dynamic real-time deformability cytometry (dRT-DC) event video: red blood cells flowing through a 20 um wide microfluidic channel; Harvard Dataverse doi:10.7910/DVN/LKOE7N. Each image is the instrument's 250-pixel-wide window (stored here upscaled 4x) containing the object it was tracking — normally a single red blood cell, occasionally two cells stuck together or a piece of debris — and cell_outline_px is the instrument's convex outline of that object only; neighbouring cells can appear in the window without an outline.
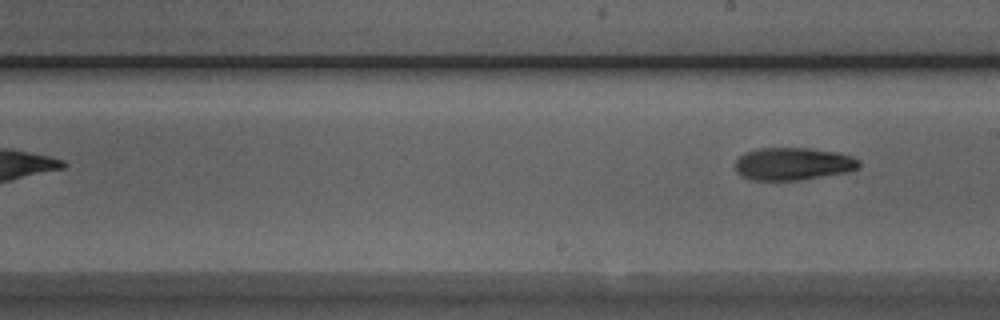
{"species": "Egyptian fruit bat (a non-hibernating species)", "species_latin": "Rousettus aegyptiacus", "temperature_condition": "room temperature", "stored_images_in_passage": 6, "segment_of_instrument_passage": [2, 2], "camera_frame_rate_fps": 3000, "um_per_image_px": 0.085, "animal": {"sex": "male"}, "frame": {"image": 1, "passage_image": 6, "time_ms": 6.667, "image_size_px": [1000, 320], "cell_outline_px": [[860, 164], [856, 168], [848, 172], [800, 180], [752, 180], [740, 176], [736, 172], [736, 160], [744, 152], [756, 148], [808, 148], [836, 152], [852, 156], [860, 160]], "centroid_in_image_um": [67.38, 13.93], "position_along_channel_um": 221.6, "area_um2": 23.64}}